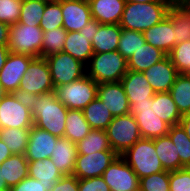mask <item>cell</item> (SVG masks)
Instances as JSON below:
<instances>
[{"label": "cell", "mask_w": 190, "mask_h": 191, "mask_svg": "<svg viewBox=\"0 0 190 191\" xmlns=\"http://www.w3.org/2000/svg\"><path fill=\"white\" fill-rule=\"evenodd\" d=\"M171 6L168 2H126L119 25L143 33L167 17Z\"/></svg>", "instance_id": "1"}, {"label": "cell", "mask_w": 190, "mask_h": 191, "mask_svg": "<svg viewBox=\"0 0 190 191\" xmlns=\"http://www.w3.org/2000/svg\"><path fill=\"white\" fill-rule=\"evenodd\" d=\"M68 109L57 99L55 92L39 95V103L33 106V125L58 138L64 137Z\"/></svg>", "instance_id": "2"}, {"label": "cell", "mask_w": 190, "mask_h": 191, "mask_svg": "<svg viewBox=\"0 0 190 191\" xmlns=\"http://www.w3.org/2000/svg\"><path fill=\"white\" fill-rule=\"evenodd\" d=\"M127 71V60L118 51L94 54L86 65V75L98 84L120 82Z\"/></svg>", "instance_id": "3"}, {"label": "cell", "mask_w": 190, "mask_h": 191, "mask_svg": "<svg viewBox=\"0 0 190 191\" xmlns=\"http://www.w3.org/2000/svg\"><path fill=\"white\" fill-rule=\"evenodd\" d=\"M121 156L139 178L165 171L157 156L153 139H139Z\"/></svg>", "instance_id": "4"}, {"label": "cell", "mask_w": 190, "mask_h": 191, "mask_svg": "<svg viewBox=\"0 0 190 191\" xmlns=\"http://www.w3.org/2000/svg\"><path fill=\"white\" fill-rule=\"evenodd\" d=\"M57 99L67 108L83 110L98 94V83L85 75L54 90Z\"/></svg>", "instance_id": "5"}, {"label": "cell", "mask_w": 190, "mask_h": 191, "mask_svg": "<svg viewBox=\"0 0 190 191\" xmlns=\"http://www.w3.org/2000/svg\"><path fill=\"white\" fill-rule=\"evenodd\" d=\"M43 30L41 27L16 23L10 26L8 48L11 53L40 57Z\"/></svg>", "instance_id": "6"}, {"label": "cell", "mask_w": 190, "mask_h": 191, "mask_svg": "<svg viewBox=\"0 0 190 191\" xmlns=\"http://www.w3.org/2000/svg\"><path fill=\"white\" fill-rule=\"evenodd\" d=\"M106 133L112 150L119 156L142 138L138 124L131 114L114 117L106 129Z\"/></svg>", "instance_id": "7"}, {"label": "cell", "mask_w": 190, "mask_h": 191, "mask_svg": "<svg viewBox=\"0 0 190 191\" xmlns=\"http://www.w3.org/2000/svg\"><path fill=\"white\" fill-rule=\"evenodd\" d=\"M155 113L154 96L130 106V114L134 116L142 138L155 139L168 135L170 126Z\"/></svg>", "instance_id": "8"}, {"label": "cell", "mask_w": 190, "mask_h": 191, "mask_svg": "<svg viewBox=\"0 0 190 191\" xmlns=\"http://www.w3.org/2000/svg\"><path fill=\"white\" fill-rule=\"evenodd\" d=\"M54 87L68 84L86 75V65L65 52L45 57Z\"/></svg>", "instance_id": "9"}, {"label": "cell", "mask_w": 190, "mask_h": 191, "mask_svg": "<svg viewBox=\"0 0 190 191\" xmlns=\"http://www.w3.org/2000/svg\"><path fill=\"white\" fill-rule=\"evenodd\" d=\"M19 89L41 95L54 92L49 66L43 57H34L23 75Z\"/></svg>", "instance_id": "10"}, {"label": "cell", "mask_w": 190, "mask_h": 191, "mask_svg": "<svg viewBox=\"0 0 190 191\" xmlns=\"http://www.w3.org/2000/svg\"><path fill=\"white\" fill-rule=\"evenodd\" d=\"M102 178L110 191H139L140 178L122 156H117L105 169Z\"/></svg>", "instance_id": "11"}, {"label": "cell", "mask_w": 190, "mask_h": 191, "mask_svg": "<svg viewBox=\"0 0 190 191\" xmlns=\"http://www.w3.org/2000/svg\"><path fill=\"white\" fill-rule=\"evenodd\" d=\"M32 126L31 110L23 106L12 93H7L0 99V129L31 128Z\"/></svg>", "instance_id": "12"}, {"label": "cell", "mask_w": 190, "mask_h": 191, "mask_svg": "<svg viewBox=\"0 0 190 191\" xmlns=\"http://www.w3.org/2000/svg\"><path fill=\"white\" fill-rule=\"evenodd\" d=\"M118 156L114 150L77 154L73 175L78 179L101 177L105 169Z\"/></svg>", "instance_id": "13"}, {"label": "cell", "mask_w": 190, "mask_h": 191, "mask_svg": "<svg viewBox=\"0 0 190 191\" xmlns=\"http://www.w3.org/2000/svg\"><path fill=\"white\" fill-rule=\"evenodd\" d=\"M33 58L34 57L30 55L14 54L10 52L0 71V83L6 93L11 94L19 89L20 81Z\"/></svg>", "instance_id": "14"}, {"label": "cell", "mask_w": 190, "mask_h": 191, "mask_svg": "<svg viewBox=\"0 0 190 191\" xmlns=\"http://www.w3.org/2000/svg\"><path fill=\"white\" fill-rule=\"evenodd\" d=\"M59 3L63 15V28L67 32H79L92 20L89 1L62 0Z\"/></svg>", "instance_id": "15"}, {"label": "cell", "mask_w": 190, "mask_h": 191, "mask_svg": "<svg viewBox=\"0 0 190 191\" xmlns=\"http://www.w3.org/2000/svg\"><path fill=\"white\" fill-rule=\"evenodd\" d=\"M97 97L110 110L113 117L130 114V104L121 82L98 84Z\"/></svg>", "instance_id": "16"}, {"label": "cell", "mask_w": 190, "mask_h": 191, "mask_svg": "<svg viewBox=\"0 0 190 191\" xmlns=\"http://www.w3.org/2000/svg\"><path fill=\"white\" fill-rule=\"evenodd\" d=\"M57 140L58 137L33 125L30 128L29 141L24 154L26 159L36 161L50 158Z\"/></svg>", "instance_id": "17"}, {"label": "cell", "mask_w": 190, "mask_h": 191, "mask_svg": "<svg viewBox=\"0 0 190 191\" xmlns=\"http://www.w3.org/2000/svg\"><path fill=\"white\" fill-rule=\"evenodd\" d=\"M143 74L155 93H157L170 92L179 73L167 55L163 60L146 69Z\"/></svg>", "instance_id": "18"}, {"label": "cell", "mask_w": 190, "mask_h": 191, "mask_svg": "<svg viewBox=\"0 0 190 191\" xmlns=\"http://www.w3.org/2000/svg\"><path fill=\"white\" fill-rule=\"evenodd\" d=\"M146 43L161 49L167 55L176 45L175 29L171 19L167 16L158 24L143 32Z\"/></svg>", "instance_id": "19"}, {"label": "cell", "mask_w": 190, "mask_h": 191, "mask_svg": "<svg viewBox=\"0 0 190 191\" xmlns=\"http://www.w3.org/2000/svg\"><path fill=\"white\" fill-rule=\"evenodd\" d=\"M120 82L124 87L130 106L135 102L147 101V98H152L155 95V91L141 72L128 70Z\"/></svg>", "instance_id": "20"}, {"label": "cell", "mask_w": 190, "mask_h": 191, "mask_svg": "<svg viewBox=\"0 0 190 191\" xmlns=\"http://www.w3.org/2000/svg\"><path fill=\"white\" fill-rule=\"evenodd\" d=\"M92 19L100 24H119L126 0H90Z\"/></svg>", "instance_id": "21"}, {"label": "cell", "mask_w": 190, "mask_h": 191, "mask_svg": "<svg viewBox=\"0 0 190 191\" xmlns=\"http://www.w3.org/2000/svg\"><path fill=\"white\" fill-rule=\"evenodd\" d=\"M51 160L63 175H73L77 158V145L67 138H58Z\"/></svg>", "instance_id": "22"}, {"label": "cell", "mask_w": 190, "mask_h": 191, "mask_svg": "<svg viewBox=\"0 0 190 191\" xmlns=\"http://www.w3.org/2000/svg\"><path fill=\"white\" fill-rule=\"evenodd\" d=\"M121 32L119 24H101L91 41L94 54L117 51Z\"/></svg>", "instance_id": "23"}, {"label": "cell", "mask_w": 190, "mask_h": 191, "mask_svg": "<svg viewBox=\"0 0 190 191\" xmlns=\"http://www.w3.org/2000/svg\"><path fill=\"white\" fill-rule=\"evenodd\" d=\"M166 56L167 54L161 49L146 43L127 61V69L143 73L146 69L163 60Z\"/></svg>", "instance_id": "24"}, {"label": "cell", "mask_w": 190, "mask_h": 191, "mask_svg": "<svg viewBox=\"0 0 190 191\" xmlns=\"http://www.w3.org/2000/svg\"><path fill=\"white\" fill-rule=\"evenodd\" d=\"M3 178L11 188L28 177V160L25 155L12 154L0 164Z\"/></svg>", "instance_id": "25"}, {"label": "cell", "mask_w": 190, "mask_h": 191, "mask_svg": "<svg viewBox=\"0 0 190 191\" xmlns=\"http://www.w3.org/2000/svg\"><path fill=\"white\" fill-rule=\"evenodd\" d=\"M63 52L73 56L84 65H87L90 58L94 55L91 41H88V37L79 32L67 33Z\"/></svg>", "instance_id": "26"}, {"label": "cell", "mask_w": 190, "mask_h": 191, "mask_svg": "<svg viewBox=\"0 0 190 191\" xmlns=\"http://www.w3.org/2000/svg\"><path fill=\"white\" fill-rule=\"evenodd\" d=\"M158 158L165 171L180 169V157L169 135L153 139Z\"/></svg>", "instance_id": "27"}, {"label": "cell", "mask_w": 190, "mask_h": 191, "mask_svg": "<svg viewBox=\"0 0 190 191\" xmlns=\"http://www.w3.org/2000/svg\"><path fill=\"white\" fill-rule=\"evenodd\" d=\"M28 176L42 181L45 185H54L62 176V172L54 165L51 158L28 161Z\"/></svg>", "instance_id": "28"}, {"label": "cell", "mask_w": 190, "mask_h": 191, "mask_svg": "<svg viewBox=\"0 0 190 191\" xmlns=\"http://www.w3.org/2000/svg\"><path fill=\"white\" fill-rule=\"evenodd\" d=\"M65 125L64 138L70 139L75 144L83 139L91 130L83 110L68 109Z\"/></svg>", "instance_id": "29"}, {"label": "cell", "mask_w": 190, "mask_h": 191, "mask_svg": "<svg viewBox=\"0 0 190 191\" xmlns=\"http://www.w3.org/2000/svg\"><path fill=\"white\" fill-rule=\"evenodd\" d=\"M175 29L176 45L190 40V6L172 5L167 15Z\"/></svg>", "instance_id": "30"}, {"label": "cell", "mask_w": 190, "mask_h": 191, "mask_svg": "<svg viewBox=\"0 0 190 191\" xmlns=\"http://www.w3.org/2000/svg\"><path fill=\"white\" fill-rule=\"evenodd\" d=\"M155 114L170 127L178 125L182 115L177 109L170 92H157L154 95Z\"/></svg>", "instance_id": "31"}, {"label": "cell", "mask_w": 190, "mask_h": 191, "mask_svg": "<svg viewBox=\"0 0 190 191\" xmlns=\"http://www.w3.org/2000/svg\"><path fill=\"white\" fill-rule=\"evenodd\" d=\"M83 113L91 129L106 130L114 118L110 110L98 97L83 109Z\"/></svg>", "instance_id": "32"}, {"label": "cell", "mask_w": 190, "mask_h": 191, "mask_svg": "<svg viewBox=\"0 0 190 191\" xmlns=\"http://www.w3.org/2000/svg\"><path fill=\"white\" fill-rule=\"evenodd\" d=\"M170 94L181 115L190 112V74L179 73Z\"/></svg>", "instance_id": "33"}, {"label": "cell", "mask_w": 190, "mask_h": 191, "mask_svg": "<svg viewBox=\"0 0 190 191\" xmlns=\"http://www.w3.org/2000/svg\"><path fill=\"white\" fill-rule=\"evenodd\" d=\"M78 154H90L96 151L112 150L106 130L91 129L77 144Z\"/></svg>", "instance_id": "34"}, {"label": "cell", "mask_w": 190, "mask_h": 191, "mask_svg": "<svg viewBox=\"0 0 190 191\" xmlns=\"http://www.w3.org/2000/svg\"><path fill=\"white\" fill-rule=\"evenodd\" d=\"M30 128H4L0 129V139L7 144L12 154L26 152L29 141Z\"/></svg>", "instance_id": "35"}, {"label": "cell", "mask_w": 190, "mask_h": 191, "mask_svg": "<svg viewBox=\"0 0 190 191\" xmlns=\"http://www.w3.org/2000/svg\"><path fill=\"white\" fill-rule=\"evenodd\" d=\"M168 135L175 144L180 157V169L190 167V139L180 124L169 128Z\"/></svg>", "instance_id": "36"}, {"label": "cell", "mask_w": 190, "mask_h": 191, "mask_svg": "<svg viewBox=\"0 0 190 191\" xmlns=\"http://www.w3.org/2000/svg\"><path fill=\"white\" fill-rule=\"evenodd\" d=\"M46 3L42 0H25L21 6L18 23L40 27Z\"/></svg>", "instance_id": "37"}, {"label": "cell", "mask_w": 190, "mask_h": 191, "mask_svg": "<svg viewBox=\"0 0 190 191\" xmlns=\"http://www.w3.org/2000/svg\"><path fill=\"white\" fill-rule=\"evenodd\" d=\"M67 31L61 27L50 31H43L42 51L40 57H47L64 50V43L67 39Z\"/></svg>", "instance_id": "38"}, {"label": "cell", "mask_w": 190, "mask_h": 191, "mask_svg": "<svg viewBox=\"0 0 190 191\" xmlns=\"http://www.w3.org/2000/svg\"><path fill=\"white\" fill-rule=\"evenodd\" d=\"M144 44L143 33L122 28L117 51L128 61Z\"/></svg>", "instance_id": "39"}, {"label": "cell", "mask_w": 190, "mask_h": 191, "mask_svg": "<svg viewBox=\"0 0 190 191\" xmlns=\"http://www.w3.org/2000/svg\"><path fill=\"white\" fill-rule=\"evenodd\" d=\"M168 56L178 73L190 74V40L175 45Z\"/></svg>", "instance_id": "40"}, {"label": "cell", "mask_w": 190, "mask_h": 191, "mask_svg": "<svg viewBox=\"0 0 190 191\" xmlns=\"http://www.w3.org/2000/svg\"><path fill=\"white\" fill-rule=\"evenodd\" d=\"M40 27L43 31L63 27V15L59 2L46 3Z\"/></svg>", "instance_id": "41"}, {"label": "cell", "mask_w": 190, "mask_h": 191, "mask_svg": "<svg viewBox=\"0 0 190 191\" xmlns=\"http://www.w3.org/2000/svg\"><path fill=\"white\" fill-rule=\"evenodd\" d=\"M139 191H170L169 171L140 178Z\"/></svg>", "instance_id": "42"}, {"label": "cell", "mask_w": 190, "mask_h": 191, "mask_svg": "<svg viewBox=\"0 0 190 191\" xmlns=\"http://www.w3.org/2000/svg\"><path fill=\"white\" fill-rule=\"evenodd\" d=\"M21 1L0 0V22L11 26L18 22L21 13Z\"/></svg>", "instance_id": "43"}, {"label": "cell", "mask_w": 190, "mask_h": 191, "mask_svg": "<svg viewBox=\"0 0 190 191\" xmlns=\"http://www.w3.org/2000/svg\"><path fill=\"white\" fill-rule=\"evenodd\" d=\"M170 191H190V167L169 172Z\"/></svg>", "instance_id": "44"}, {"label": "cell", "mask_w": 190, "mask_h": 191, "mask_svg": "<svg viewBox=\"0 0 190 191\" xmlns=\"http://www.w3.org/2000/svg\"><path fill=\"white\" fill-rule=\"evenodd\" d=\"M53 185H45L42 181L28 176L21 180L17 185L9 188V191H50Z\"/></svg>", "instance_id": "45"}, {"label": "cell", "mask_w": 190, "mask_h": 191, "mask_svg": "<svg viewBox=\"0 0 190 191\" xmlns=\"http://www.w3.org/2000/svg\"><path fill=\"white\" fill-rule=\"evenodd\" d=\"M79 191H110L109 186L101 177L78 179Z\"/></svg>", "instance_id": "46"}, {"label": "cell", "mask_w": 190, "mask_h": 191, "mask_svg": "<svg viewBox=\"0 0 190 191\" xmlns=\"http://www.w3.org/2000/svg\"><path fill=\"white\" fill-rule=\"evenodd\" d=\"M50 191H79L78 178L74 175H63Z\"/></svg>", "instance_id": "47"}, {"label": "cell", "mask_w": 190, "mask_h": 191, "mask_svg": "<svg viewBox=\"0 0 190 191\" xmlns=\"http://www.w3.org/2000/svg\"><path fill=\"white\" fill-rule=\"evenodd\" d=\"M14 97L29 110H32L33 106L39 103V95L29 93L27 91L18 89L12 93Z\"/></svg>", "instance_id": "48"}, {"label": "cell", "mask_w": 190, "mask_h": 191, "mask_svg": "<svg viewBox=\"0 0 190 191\" xmlns=\"http://www.w3.org/2000/svg\"><path fill=\"white\" fill-rule=\"evenodd\" d=\"M101 24L95 19H92L83 29L79 31L80 34H84L88 37V41H92L95 34L98 32L99 26Z\"/></svg>", "instance_id": "49"}, {"label": "cell", "mask_w": 190, "mask_h": 191, "mask_svg": "<svg viewBox=\"0 0 190 191\" xmlns=\"http://www.w3.org/2000/svg\"><path fill=\"white\" fill-rule=\"evenodd\" d=\"M10 26L4 22H0V45L7 46L9 38Z\"/></svg>", "instance_id": "50"}, {"label": "cell", "mask_w": 190, "mask_h": 191, "mask_svg": "<svg viewBox=\"0 0 190 191\" xmlns=\"http://www.w3.org/2000/svg\"><path fill=\"white\" fill-rule=\"evenodd\" d=\"M190 139V112L182 115L179 123Z\"/></svg>", "instance_id": "51"}, {"label": "cell", "mask_w": 190, "mask_h": 191, "mask_svg": "<svg viewBox=\"0 0 190 191\" xmlns=\"http://www.w3.org/2000/svg\"><path fill=\"white\" fill-rule=\"evenodd\" d=\"M12 155V152L10 149L7 147V144L0 139V164L10 157Z\"/></svg>", "instance_id": "52"}, {"label": "cell", "mask_w": 190, "mask_h": 191, "mask_svg": "<svg viewBox=\"0 0 190 191\" xmlns=\"http://www.w3.org/2000/svg\"><path fill=\"white\" fill-rule=\"evenodd\" d=\"M9 54H10V51L8 46L0 45V71L2 70Z\"/></svg>", "instance_id": "53"}, {"label": "cell", "mask_w": 190, "mask_h": 191, "mask_svg": "<svg viewBox=\"0 0 190 191\" xmlns=\"http://www.w3.org/2000/svg\"><path fill=\"white\" fill-rule=\"evenodd\" d=\"M171 5H184V6H190V0H165Z\"/></svg>", "instance_id": "54"}, {"label": "cell", "mask_w": 190, "mask_h": 191, "mask_svg": "<svg viewBox=\"0 0 190 191\" xmlns=\"http://www.w3.org/2000/svg\"><path fill=\"white\" fill-rule=\"evenodd\" d=\"M9 188L10 187L6 184V181L3 178L2 170L0 169V191L1 190H9Z\"/></svg>", "instance_id": "55"}, {"label": "cell", "mask_w": 190, "mask_h": 191, "mask_svg": "<svg viewBox=\"0 0 190 191\" xmlns=\"http://www.w3.org/2000/svg\"><path fill=\"white\" fill-rule=\"evenodd\" d=\"M126 2H138V3H148V2H167L165 0H126Z\"/></svg>", "instance_id": "56"}, {"label": "cell", "mask_w": 190, "mask_h": 191, "mask_svg": "<svg viewBox=\"0 0 190 191\" xmlns=\"http://www.w3.org/2000/svg\"><path fill=\"white\" fill-rule=\"evenodd\" d=\"M7 93L4 91L1 83H0V99L3 98Z\"/></svg>", "instance_id": "57"}, {"label": "cell", "mask_w": 190, "mask_h": 191, "mask_svg": "<svg viewBox=\"0 0 190 191\" xmlns=\"http://www.w3.org/2000/svg\"><path fill=\"white\" fill-rule=\"evenodd\" d=\"M42 1H45L47 3H53V2H60L62 0H42Z\"/></svg>", "instance_id": "58"}]
</instances>
